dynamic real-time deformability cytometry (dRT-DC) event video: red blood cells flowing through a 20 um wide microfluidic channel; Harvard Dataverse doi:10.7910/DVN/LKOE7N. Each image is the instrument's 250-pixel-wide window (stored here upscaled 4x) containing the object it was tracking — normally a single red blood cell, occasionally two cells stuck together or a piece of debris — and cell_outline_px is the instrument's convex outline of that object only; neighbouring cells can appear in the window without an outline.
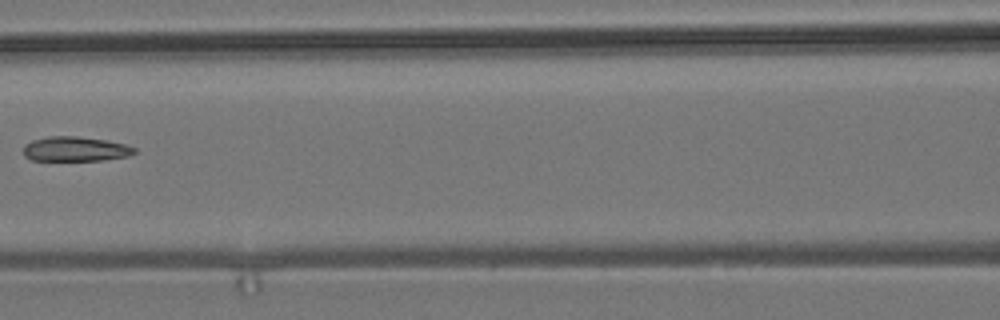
{"species": "common noctule bat (a hibernating species)", "species_latin": "Nyctalus noctula", "temperature_condition": "room temperature", "stored_images_in_passage": 4, "camera_frame_rate_fps": 3000, "um_per_image_px": 0.085, "animal": {"sex": "male", "body_mass_g": 19.2, "forearm_length_mm": 51.8}, "frame": {"image": 1, "passage_image": 4, "time_ms": 1.0, "image_size_px": [1000, 320], "cell_outline_px": [[136, 152], [128, 156], [104, 160], [32, 160], [24, 156], [24, 144], [32, 140], [48, 136], [76, 136], [108, 140], [124, 144], [136, 148]], "centroid_in_image_um": [6.4, 12.66], "position_along_channel_um": 160.2, "area_um2": 16.01}}